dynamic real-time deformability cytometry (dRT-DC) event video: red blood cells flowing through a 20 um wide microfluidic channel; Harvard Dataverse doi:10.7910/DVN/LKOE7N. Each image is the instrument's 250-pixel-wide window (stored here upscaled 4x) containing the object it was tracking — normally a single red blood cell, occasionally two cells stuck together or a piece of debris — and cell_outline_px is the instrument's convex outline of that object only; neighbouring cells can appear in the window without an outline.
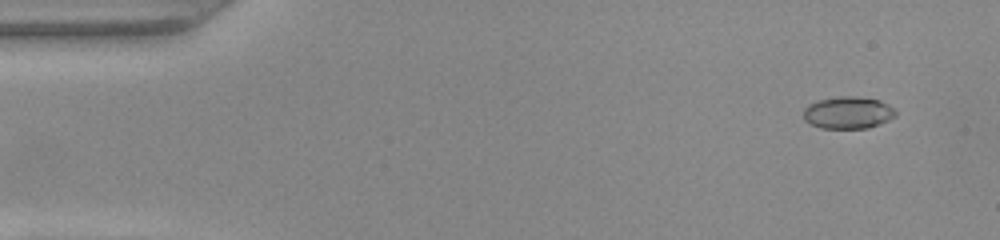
{"species": "common noctule bat (a hibernating species)", "species_latin": "Nyctalus noctula", "temperature_condition": "warm", "stored_images_in_passage": 48, "camera_frame_rate_fps": 3000, "um_per_image_px": 0.085, "animal": {"sex": "female", "body_mass_g": 22.0, "forearm_length_mm": 56.7}, "frame": {"image": 1, "passage_image": 1, "time_ms": 0.0, "image_size_px": [1000, 240], "cell_outline_px": [[896, 116], [880, 124], [868, 128], [820, 128], [804, 120], [804, 108], [808, 104], [816, 100], [840, 96], [856, 96], [880, 100], [896, 108]], "centroid_in_image_um": [72.1, 9.56], "position_along_channel_um": 12.9, "area_um2": 17.46}}
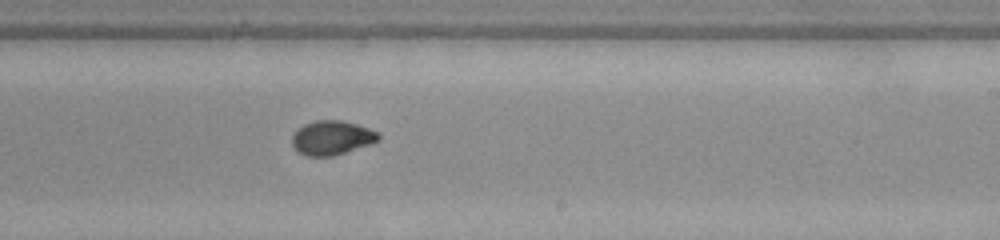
{"frame": {"image": 2, "passage_image": 28, "time_ms": 9.0, "image_size_px": [1000, 240], "cell_outline_px": [[380, 140], [372, 144], [332, 156], [304, 156], [292, 144], [292, 136], [304, 124], [316, 120], [340, 120], [356, 124], [368, 128], [376, 132], [380, 136]], "centroid_in_image_um": [28.22, 11.71], "position_along_channel_um": 260.8, "area_um2": 17.05}}
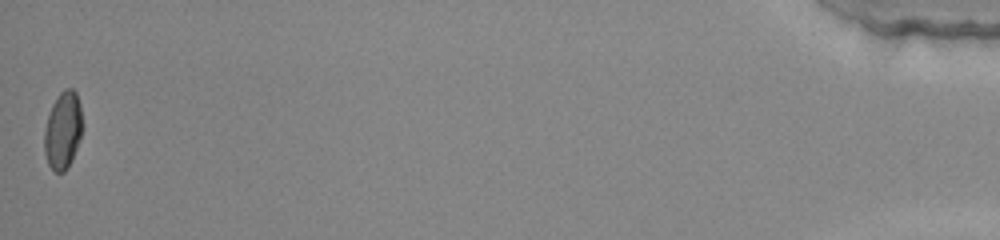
{"frame": {"image": 3, "passage_image": 48, "time_ms": 15.667, "image_size_px": [1000, 240], "cell_outline_px": [[84, 128], [72, 160], [68, 168], [64, 172], [56, 172], [48, 164], [44, 152], [44, 132], [48, 116], [52, 104], [60, 92], [64, 88], [72, 88], [76, 92], [80, 104]], "centroid_in_image_um": [5.37, 11.07], "position_along_channel_um": 429.8, "area_um2": 17.46}, "authors_computed_cell_mechanics": {"area_um2": 17.2533, "velocity_mm_per_s": 4.0355, "shape_relaxation_time_tau1_ms": 6.4913, "shape_relaxation_time_tau2_ms": 0.6448, "deformation_change_tau1": 0.2197, "deformation_change_tau2": 0.0387}}